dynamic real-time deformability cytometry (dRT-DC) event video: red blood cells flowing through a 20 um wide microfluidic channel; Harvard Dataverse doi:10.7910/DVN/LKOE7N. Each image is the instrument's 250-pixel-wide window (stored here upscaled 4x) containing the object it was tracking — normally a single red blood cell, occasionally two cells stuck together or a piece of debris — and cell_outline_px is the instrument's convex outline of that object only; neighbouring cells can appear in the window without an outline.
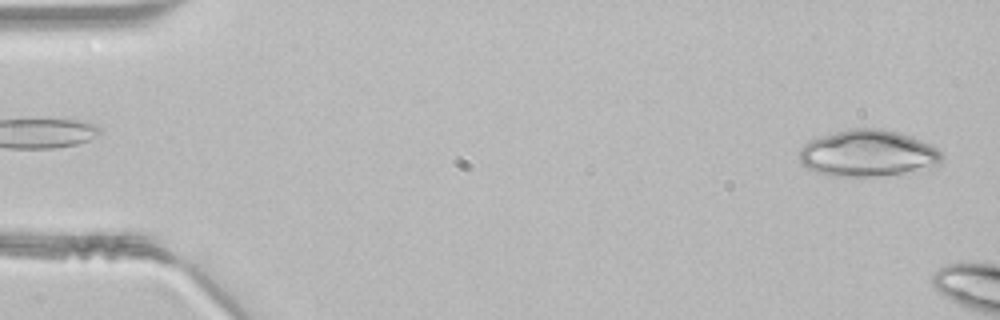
{"species": "common noctule bat (a hibernating species)", "species_latin": "Nyctalus noctula", "temperature_condition": "room temperature", "stored_images_in_passage": 5, "camera_frame_rate_fps": 3000, "um_per_image_px": 0.085, "animal": {"sex": "male", "body_mass_g": 21.5, "forearm_length_mm": 52.0}, "frame": {"image": 1, "passage_image": 1, "time_ms": 0.0, "image_size_px": [1000, 320], "cell_outline_px": [[944, 156], [940, 164], [916, 172], [880, 176], [828, 176], [816, 172], [808, 168], [800, 160], [800, 148], [808, 140], [820, 136], [848, 128], [880, 128], [912, 136], [932, 144]], "centroid_in_image_um": [73.8, 13.04], "position_along_channel_um": 11.2, "area_um2": 39.19}}